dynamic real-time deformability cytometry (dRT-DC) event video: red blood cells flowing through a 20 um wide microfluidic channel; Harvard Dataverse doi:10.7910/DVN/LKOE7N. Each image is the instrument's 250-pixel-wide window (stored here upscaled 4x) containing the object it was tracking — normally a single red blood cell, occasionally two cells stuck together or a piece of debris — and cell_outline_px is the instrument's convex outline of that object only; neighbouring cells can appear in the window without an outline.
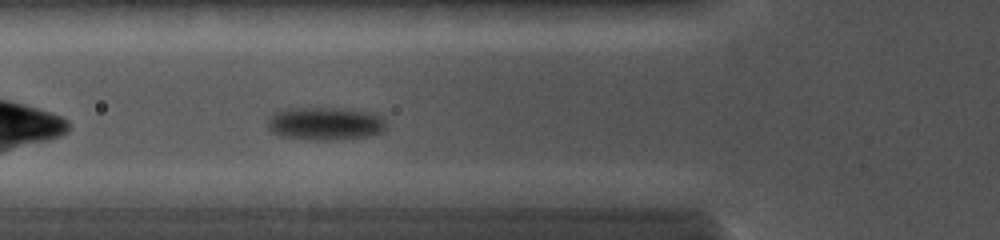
{"species": "common noctule bat (a hibernating species)", "species_latin": "Nyctalus noctula", "temperature_condition": "cold", "stored_images_in_passage": 30, "camera_frame_rate_fps": 5000, "um_per_image_px": 0.085, "animal": {"sex": "female", "body_mass_g": 19.0, "forearm_length_mm": 56.7}, "frame": {"image": 1, "passage_image": 5, "time_ms": 1.4, "image_size_px": [1000, 240], "cell_outline_px": [[384, 128], [380, 132], [368, 136], [336, 140], [304, 140], [276, 136], [268, 128], [268, 116], [272, 112], [284, 108], [364, 108], [376, 112], [384, 120]], "centroid_in_image_um": [27.61, 10.49], "position_along_channel_um": 98.2, "area_um2": 23.7}}
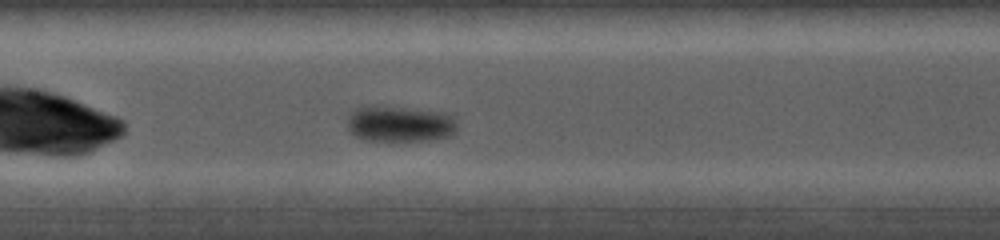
{"frame": {"image": 2, "passage_image": 10, "time_ms": 3.2, "image_size_px": [1000, 240], "cell_outline_px": [[456, 128], [452, 136], [428, 140], [368, 140], [356, 136], [348, 128], [348, 112], [356, 108], [372, 104], [376, 104], [452, 112], [456, 116]], "centroid_in_image_um": [34.03, 10.47], "position_along_channel_um": 173.4, "area_um2": 23.81}}
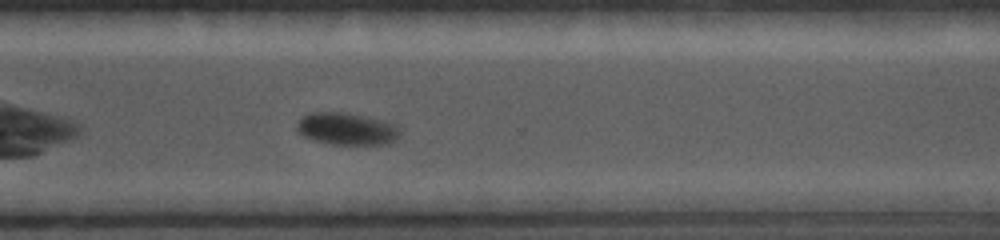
{"frame": {"image": 3, "passage_image": 21, "time_ms": 7.2, "image_size_px": [1000, 240], "cell_outline_px": [[400, 132], [396, 140], [384, 144], [332, 144], [312, 140], [304, 136], [296, 128], [296, 124], [304, 116], [312, 112], [348, 112], [392, 124], [400, 128]], "centroid_in_image_um": [29.44, 10.95], "position_along_channel_um": 341.2, "area_um2": 19.02}}